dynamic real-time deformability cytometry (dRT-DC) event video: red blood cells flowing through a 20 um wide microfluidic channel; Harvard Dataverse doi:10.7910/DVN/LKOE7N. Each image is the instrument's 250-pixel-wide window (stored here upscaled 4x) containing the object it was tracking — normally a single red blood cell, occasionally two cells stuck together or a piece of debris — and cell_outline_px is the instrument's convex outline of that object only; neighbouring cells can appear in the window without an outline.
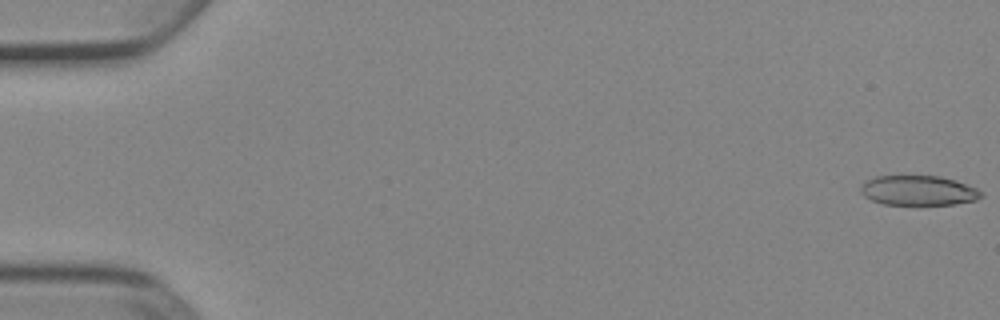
{"species": "Egyptian fruit bat (a non-hibernating species)", "species_latin": "Rousettus aegyptiacus", "temperature_condition": "cold", "stored_images_in_passage": 52, "camera_frame_rate_fps": 3000, "um_per_image_px": 0.085, "animal": {"sex": "female"}, "frame": {"image": 1, "passage_image": 1, "time_ms": 0.0, "image_size_px": [1000, 320], "cell_outline_px": [[984, 196], [976, 200], [956, 204], [884, 204], [872, 200], [864, 196], [860, 192], [860, 188], [864, 180], [876, 176], [940, 176], [956, 180], [968, 184], [984, 192]], "centroid_in_image_um": [78.09, 16.18], "position_along_channel_um": 6.9, "area_um2": 21.1}}
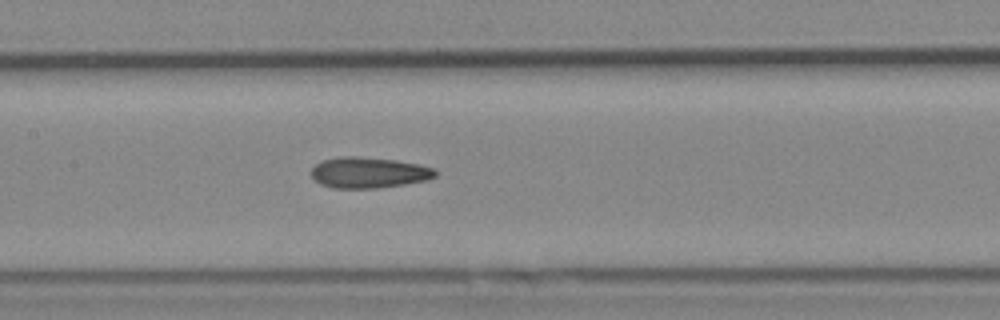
{"frame": {"image": 2, "passage_image": 26, "time_ms": 8.333, "image_size_px": [1000, 320], "cell_outline_px": [[436, 176], [428, 180], [404, 184], [376, 188], [332, 188], [320, 184], [312, 176], [312, 168], [316, 164], [324, 160], [340, 156], [356, 156], [396, 160], [420, 164], [432, 168], [436, 172]], "centroid_in_image_um": [31.35, 14.67], "position_along_channel_um": 176.1, "area_um2": 22.25}}
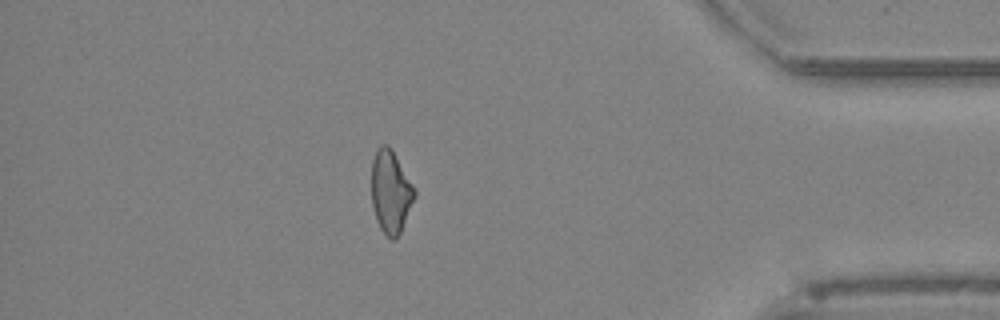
{"frame": {"image": 3, "passage_image": 46, "time_ms": 15.0, "image_size_px": [1000, 320], "cell_outline_px": [[416, 196], [400, 232], [396, 240], [392, 240], [380, 228], [376, 220], [372, 204], [372, 160], [376, 148], [380, 144], [388, 144], [392, 148], [416, 188]], "centroid_in_image_um": [33.22, 16.25], "position_along_channel_um": 402.0, "area_um2": 21.04}, "authors_computed_cell_mechanics": {"area_um2": 21.8484, "velocity_mm_per_s": 3.9264, "shape_relaxation_time_tau1_ms": 8.6863, "shape_relaxation_time_tau2_ms": 4.2896, "deformation_change_tau1": 0.1713, "deformation_change_tau2": 0.1204}}